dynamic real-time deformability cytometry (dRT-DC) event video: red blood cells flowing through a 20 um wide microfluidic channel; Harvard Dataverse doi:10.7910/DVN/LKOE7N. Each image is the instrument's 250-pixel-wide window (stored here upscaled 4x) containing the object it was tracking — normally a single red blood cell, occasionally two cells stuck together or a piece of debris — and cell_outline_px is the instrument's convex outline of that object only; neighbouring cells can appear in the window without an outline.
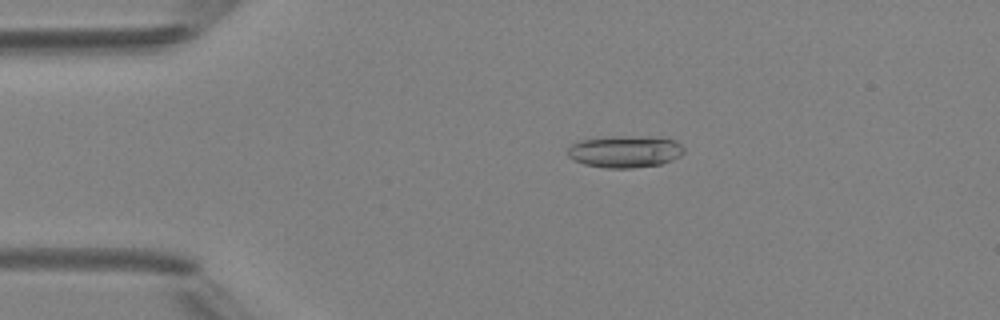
{"species": "Egyptian fruit bat (a non-hibernating species)", "species_latin": "Rousettus aegyptiacus", "temperature_condition": "room temperature", "stored_images_in_passage": 4, "camera_frame_rate_fps": 3000, "um_per_image_px": 0.085, "animal": {"sex": "female"}, "frame": {"image": 1, "passage_image": 3, "time_ms": 2.0, "image_size_px": [1000, 320], "cell_outline_px": [[684, 152], [680, 156], [672, 160], [660, 164], [632, 168], [608, 168], [584, 164], [568, 156], [568, 148], [572, 144], [580, 140], [612, 136], [660, 136], [676, 140], [684, 148]], "centroid_in_image_um": [53.17, 12.86], "position_along_channel_um": 31.8, "area_um2": 21.85}}